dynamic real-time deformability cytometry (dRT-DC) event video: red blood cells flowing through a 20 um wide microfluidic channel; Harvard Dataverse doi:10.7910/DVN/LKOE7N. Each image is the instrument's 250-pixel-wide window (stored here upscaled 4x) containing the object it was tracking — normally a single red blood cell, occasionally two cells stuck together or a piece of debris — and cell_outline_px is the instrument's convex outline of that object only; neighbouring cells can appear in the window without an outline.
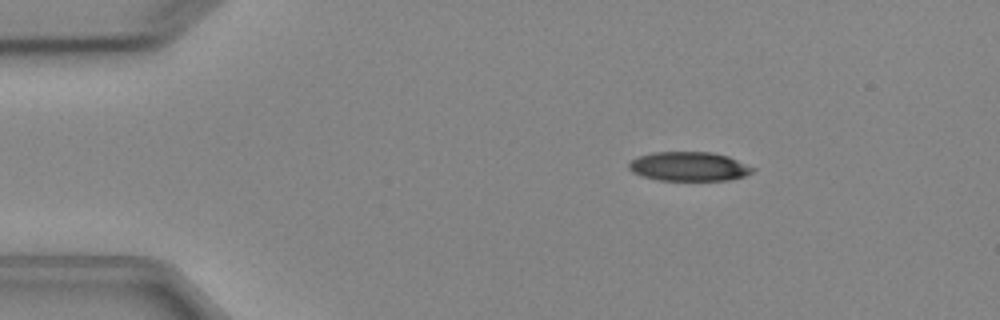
{"species": "Egyptian fruit bat (a non-hibernating species)", "species_latin": "Rousettus aegyptiacus", "temperature_condition": "cold", "stored_images_in_passage": 3, "camera_frame_rate_fps": 3000, "um_per_image_px": 0.085, "animal": {"sex": "female"}, "frame": {"image": 1, "passage_image": 1, "time_ms": 0.0, "image_size_px": [1000, 320], "cell_outline_px": [[756, 168], [752, 172], [744, 176], [728, 180], [660, 180], [640, 176], [632, 172], [628, 168], [628, 164], [632, 160], [640, 156], [652, 152], [712, 152], [728, 156]], "centroid_in_image_um": [58.55, 14.15], "position_along_channel_um": 26.4, "area_um2": 21.04}}
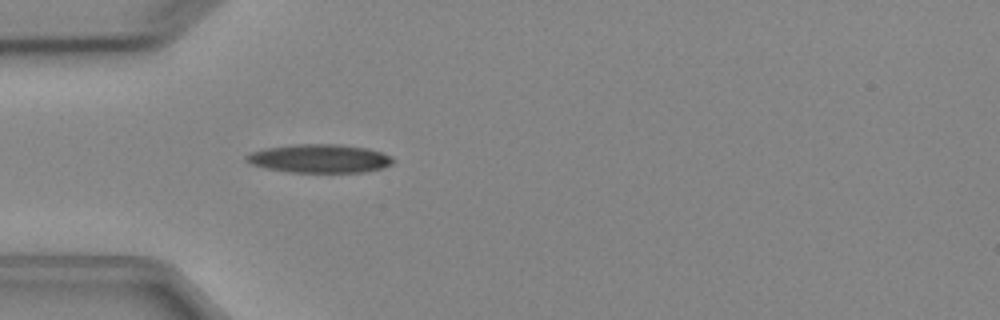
{"frame": {"image": 2, "passage_image": 3, "time_ms": 2.333, "image_size_px": [1000, 320], "cell_outline_px": [[396, 160], [392, 164], [384, 168], [364, 172], [292, 172], [268, 168], [248, 164], [244, 160], [244, 156], [252, 152], [264, 148], [292, 144], [336, 144], [368, 148], [392, 156]], "centroid_in_image_um": [27.16, 13.47], "position_along_channel_um": 57.8, "area_um2": 24.57}}